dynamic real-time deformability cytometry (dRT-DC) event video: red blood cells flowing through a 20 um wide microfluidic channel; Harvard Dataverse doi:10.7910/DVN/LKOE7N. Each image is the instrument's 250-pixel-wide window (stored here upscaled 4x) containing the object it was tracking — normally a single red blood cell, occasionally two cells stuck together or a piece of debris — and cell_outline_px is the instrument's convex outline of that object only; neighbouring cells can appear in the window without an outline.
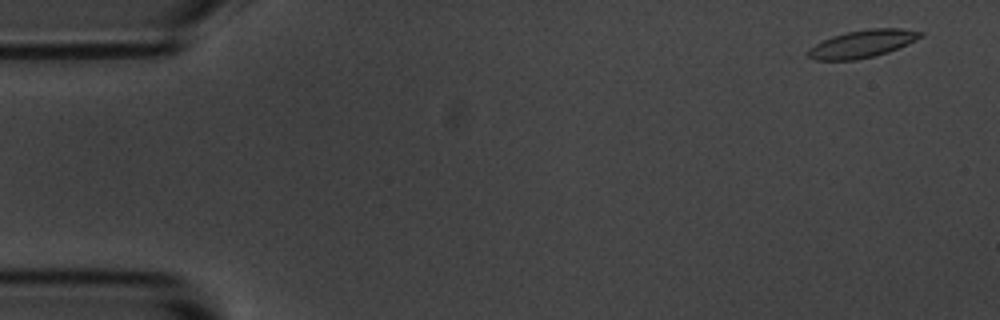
{"species": "common noctule bat (a hibernating species)", "species_latin": "Nyctalus noctula", "temperature_condition": "room temperature", "stored_images_in_passage": 4, "camera_frame_rate_fps": 3000, "um_per_image_px": 0.085, "animal": {"sex": "male", "body_mass_g": 20.1, "forearm_length_mm": 53.5}, "frame": {"image": 1, "passage_image": 1, "time_ms": 0.0, "image_size_px": [1000, 320], "cell_outline_px": [[924, 36], [908, 44], [888, 52], [856, 60], [816, 60], [808, 56], [808, 48], [832, 36], [844, 32], [872, 28], [904, 28], [924, 32]], "centroid_in_image_um": [73.34, 3.71], "position_along_channel_um": 11.7, "area_um2": 18.09}}
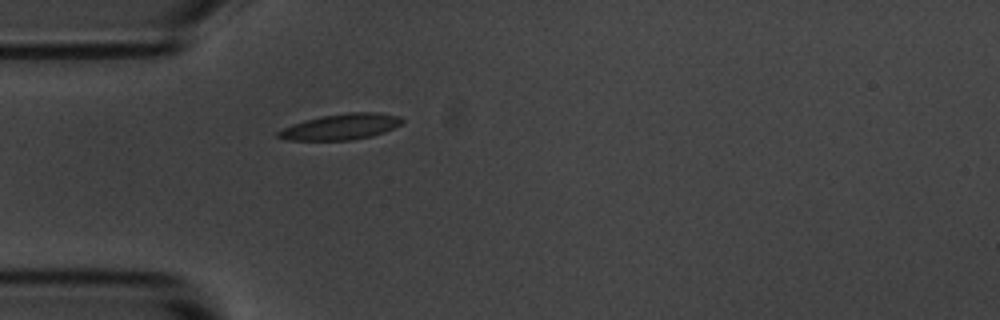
{"frame": {"image": 2, "passage_image": 4, "time_ms": 4.333, "image_size_px": [1000, 320], "cell_outline_px": [[404, 124], [384, 132], [372, 136], [352, 140], [284, 140], [276, 136], [276, 132], [292, 124], [304, 120], [320, 116], [348, 112], [376, 112], [400, 116], [404, 120]], "centroid_in_image_um": [29.0, 10.77], "position_along_channel_um": 56.0, "area_um2": 18.9}}